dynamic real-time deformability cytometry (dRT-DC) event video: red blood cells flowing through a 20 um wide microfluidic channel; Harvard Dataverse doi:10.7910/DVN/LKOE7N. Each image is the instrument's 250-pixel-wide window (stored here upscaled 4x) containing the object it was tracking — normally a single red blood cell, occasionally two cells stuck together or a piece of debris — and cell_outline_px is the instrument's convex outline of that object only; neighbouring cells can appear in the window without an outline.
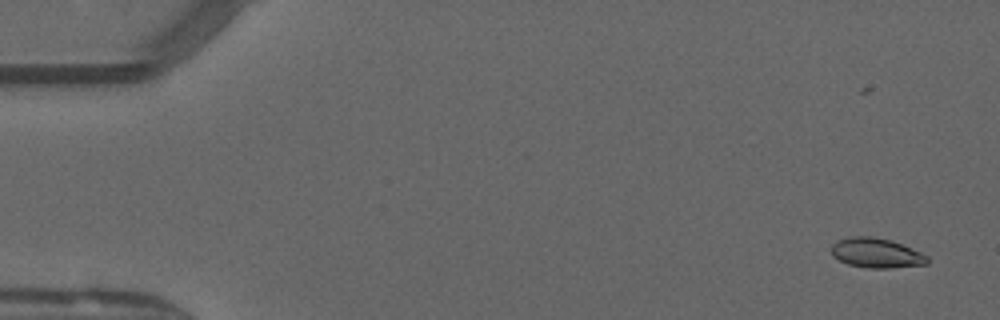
{"species": "common noctule bat (a hibernating species)", "species_latin": "Nyctalus noctula", "temperature_condition": "warm", "stored_images_in_passage": 15, "camera_frame_rate_fps": 3000, "um_per_image_px": 0.085, "animal": {"sex": "male", "forearm_length_mm": 52.5}, "frame": {"image": 1, "passage_image": 3, "time_ms": 0.667, "image_size_px": [1000, 320], "cell_outline_px": [[928, 264], [888, 268], [868, 268], [848, 264], [832, 256], [832, 244], [836, 240], [852, 236], [872, 236], [892, 240], [920, 252], [928, 256]], "centroid_in_image_um": [74.48, 21.49], "position_along_channel_um": 10.5, "area_um2": 16.65}}